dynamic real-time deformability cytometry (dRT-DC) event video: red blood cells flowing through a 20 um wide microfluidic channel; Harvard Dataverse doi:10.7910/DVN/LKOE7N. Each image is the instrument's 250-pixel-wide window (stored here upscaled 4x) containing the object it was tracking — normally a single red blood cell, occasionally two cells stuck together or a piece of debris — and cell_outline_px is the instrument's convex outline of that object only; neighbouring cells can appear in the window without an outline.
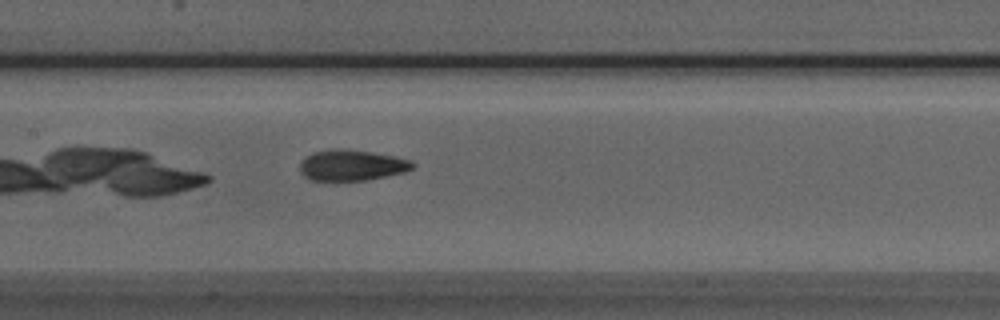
{"species": "Egyptian fruit bat (a non-hibernating species)", "species_latin": "Rousettus aegyptiacus", "temperature_condition": "room temperature", "stored_images_in_passage": 37, "camera_frame_rate_fps": 3000, "um_per_image_px": 0.085, "animal": {"sex": "male"}, "frame": {"image": 1, "passage_image": 9, "time_ms": 2.667, "image_size_px": [1000, 320], "cell_outline_px": [[416, 164], [412, 168], [404, 172], [364, 180], [308, 180], [300, 172], [300, 164], [312, 152], [332, 148], [344, 148], [372, 152], [392, 156], [408, 160]], "centroid_in_image_um": [29.85, 14.03], "position_along_channel_um": 177.5, "area_um2": 20.06}}
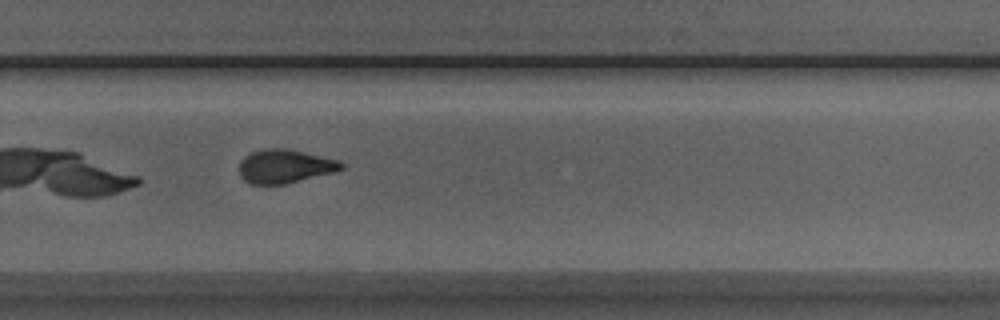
{"frame": {"image": 2, "passage_image": 19, "time_ms": 6.0, "image_size_px": [1000, 320], "cell_outline_px": [[344, 168], [336, 172], [284, 184], [252, 184], [244, 180], [240, 176], [240, 160], [244, 156], [252, 152], [264, 148], [288, 148], [340, 160], [344, 164]], "centroid_in_image_um": [24.24, 14.12], "position_along_channel_um": 305.6, "area_um2": 20.23}}
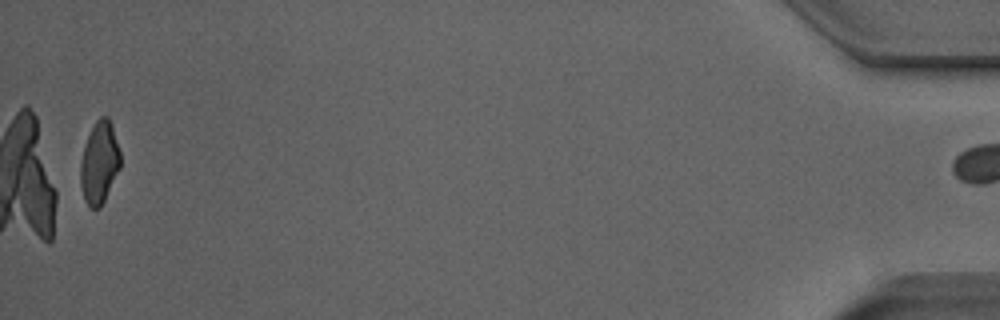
{"frame": {"image": 3, "passage_image": 36, "time_ms": 11.667, "image_size_px": [1000, 320], "cell_outline_px": [[120, 168], [100, 208], [92, 208], [84, 200], [80, 184], [80, 164], [84, 148], [88, 136], [96, 120], [100, 116], [108, 116], [112, 124], [120, 152]], "centroid_in_image_um": [8.45, 13.81], "position_along_channel_um": 426.8, "area_um2": 18.96}}